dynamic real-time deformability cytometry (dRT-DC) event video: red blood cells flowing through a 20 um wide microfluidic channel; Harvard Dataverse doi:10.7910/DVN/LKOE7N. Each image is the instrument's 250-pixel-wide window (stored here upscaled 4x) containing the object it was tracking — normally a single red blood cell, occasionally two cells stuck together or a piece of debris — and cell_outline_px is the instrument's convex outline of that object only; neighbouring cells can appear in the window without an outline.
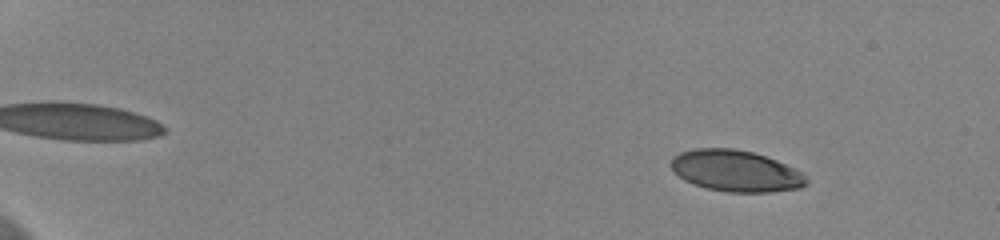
{"species": "human", "species_latin": "Homo sapiens", "temperature_condition": "cold", "stored_images_in_passage": 59, "camera_frame_rate_fps": 3000, "um_per_image_px": 0.085, "donor": {"sex": "female"}, "frame": {"image": 1, "passage_image": 8, "time_ms": 2.333, "image_size_px": [1000, 240], "cell_outline_px": [[808, 184], [800, 188], [768, 192], [728, 192], [708, 188], [684, 180], [668, 164], [680, 152], [696, 148], [736, 148], [752, 152], [776, 160], [804, 172], [808, 180]], "centroid_in_image_um": [62.59, 14.52], "position_along_channel_um": 22.4, "area_um2": 32.54}}
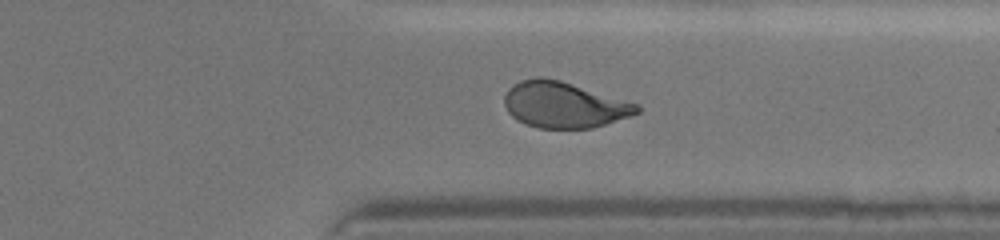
{"frame": {"image": 2, "passage_image": 48, "time_ms": 15.667, "image_size_px": [1000, 240], "cell_outline_px": [[640, 112], [632, 116], [592, 128], [540, 128], [524, 124], [516, 120], [508, 112], [504, 104], [504, 96], [508, 88], [512, 84], [520, 80], [536, 76], [540, 76], [560, 80], [640, 104]], "centroid_in_image_um": [47.93, 8.9], "position_along_channel_um": 363.5, "area_um2": 35.84}}
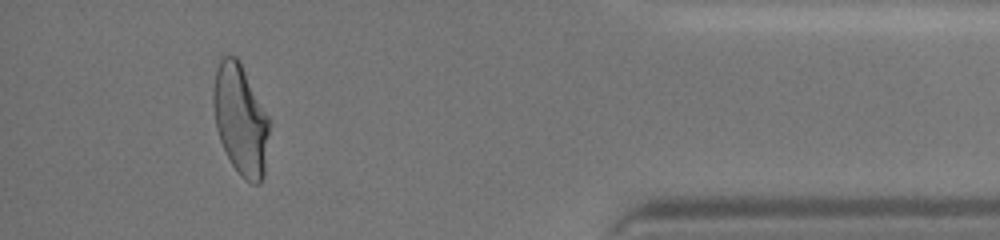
{"frame": {"image": 3, "passage_image": 55, "time_ms": 18.0, "image_size_px": [1000, 240], "cell_outline_px": [[272, 124], [264, 176], [260, 184], [252, 184], [244, 180], [240, 176], [232, 164], [220, 140], [216, 128], [212, 104], [212, 96], [216, 68], [220, 60], [224, 56], [236, 56], [240, 60]], "centroid_in_image_um": [20.47, 10.2], "position_along_channel_um": 414.7, "area_um2": 36.7}, "authors_computed_cell_mechanics": {"area_um2": 35.4314, "velocity_mm_per_s": 3.6396, "shape_relaxation_time_tau1_ms": 4.9121, "shape_relaxation_time_tau2_ms": 1.2066, "deformation_change_tau1": 0.178, "deformation_change_tau2": 0.0757}}